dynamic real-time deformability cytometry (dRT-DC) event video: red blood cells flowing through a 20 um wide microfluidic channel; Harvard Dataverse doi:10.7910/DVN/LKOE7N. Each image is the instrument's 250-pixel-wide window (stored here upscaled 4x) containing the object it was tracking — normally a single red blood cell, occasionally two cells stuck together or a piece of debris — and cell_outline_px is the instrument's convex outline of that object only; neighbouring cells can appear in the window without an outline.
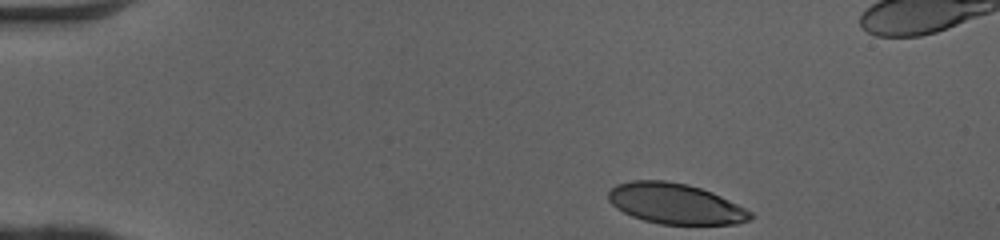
{"species": "human", "species_latin": "Homo sapiens", "temperature_condition": "cold", "stored_images_in_passage": 36, "camera_frame_rate_fps": 3000, "um_per_image_px": 0.085, "donor": {"sex": "female"}, "frame": {"image": 1, "passage_image": 1, "time_ms": 0.0, "image_size_px": [1000, 240], "cell_outline_px": [[756, 216], [748, 220], [736, 224], [660, 224], [644, 220], [632, 216], [616, 208], [608, 200], [608, 192], [616, 184], [632, 180], [664, 180], [688, 184], [712, 192], [752, 212]], "centroid_in_image_um": [57.39, 17.31], "position_along_channel_um": 27.6, "area_um2": 33.47}}
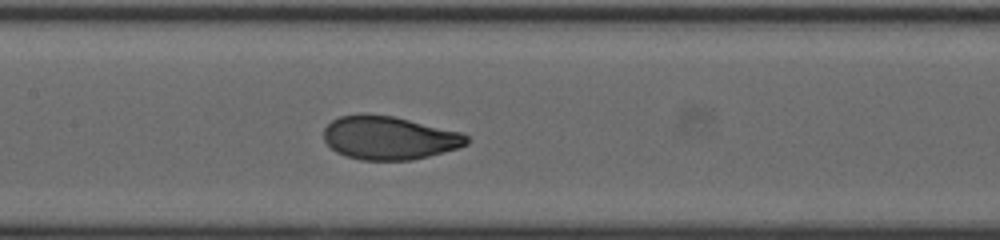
{"frame": {"image": 2, "passage_image": 18, "time_ms": 5.667, "image_size_px": [1000, 240], "cell_outline_px": [[468, 144], [460, 148], [412, 160], [360, 160], [344, 156], [336, 152], [324, 140], [324, 128], [332, 120], [340, 116], [360, 112], [392, 116], [460, 132], [468, 136]], "centroid_in_image_um": [33.05, 11.71], "position_along_channel_um": 174.4, "area_um2": 36.3}}
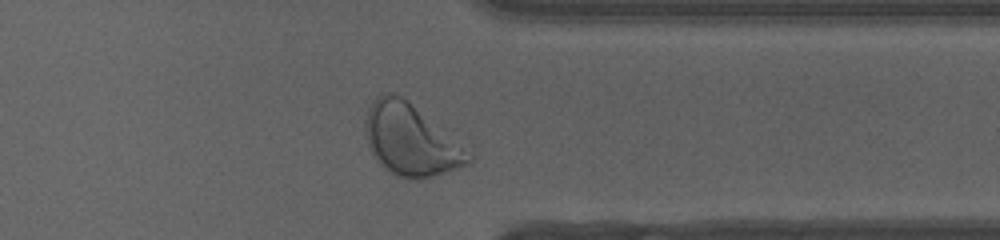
{"frame": {"image": 3, "passage_image": 33, "time_ms": 10.667, "image_size_px": [1000, 240], "cell_outline_px": [[472, 160], [468, 164], [460, 168], [420, 180], [408, 180], [396, 176], [388, 172], [372, 156], [368, 144], [364, 128], [364, 124], [368, 108], [372, 100], [376, 96], [388, 92], [400, 96], [472, 152]], "centroid_in_image_um": [34.89, 11.95], "position_along_channel_um": 376.5, "area_um2": 42.89}, "authors_computed_cell_mechanics": {"area_um2": 36.3273, "velocity_mm_per_s": 4.0884, "shape_relaxation_time_tau1_ms": 3.5417, "shape_relaxation_time_tau2_ms": null, "deformation_change_tau1": 0.176, "deformation_change_tau2": null}}